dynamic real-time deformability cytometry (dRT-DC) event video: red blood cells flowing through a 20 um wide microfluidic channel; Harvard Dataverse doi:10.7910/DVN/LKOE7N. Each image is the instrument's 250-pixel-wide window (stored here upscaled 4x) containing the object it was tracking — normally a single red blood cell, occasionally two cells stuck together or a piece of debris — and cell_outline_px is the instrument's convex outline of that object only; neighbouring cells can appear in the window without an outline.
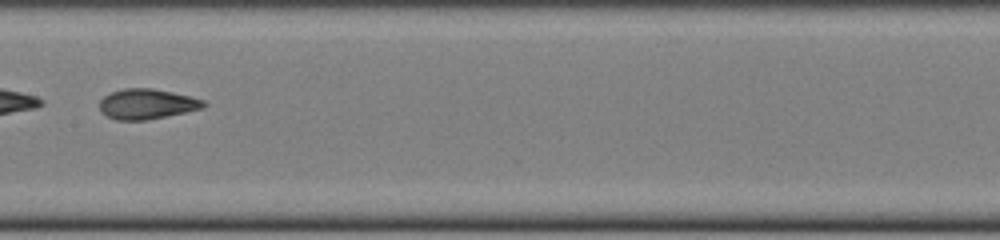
{"species": "common noctule bat (a hibernating species)", "species_latin": "Nyctalus noctula", "temperature_condition": "cold", "stored_images_in_passage": 34, "camera_frame_rate_fps": 3000, "um_per_image_px": 0.085, "animal": {"sex": "female", "body_mass_g": 22.0, "forearm_length_mm": 56.7}, "frame": {"image": 1, "passage_image": 10, "time_ms": 3.0, "image_size_px": [1000, 240], "cell_outline_px": [[208, 104], [204, 108], [148, 120], [116, 120], [100, 112], [100, 100], [104, 96], [112, 92], [124, 88], [152, 88], [192, 96], [204, 100]], "centroid_in_image_um": [12.51, 8.84], "position_along_channel_um": 194.9, "area_um2": 18.44}}